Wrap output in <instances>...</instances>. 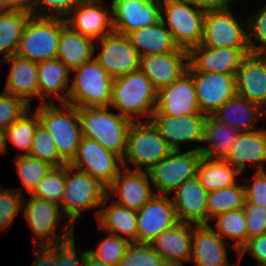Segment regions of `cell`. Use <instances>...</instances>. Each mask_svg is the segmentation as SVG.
<instances>
[{"label": "cell", "instance_id": "cell-26", "mask_svg": "<svg viewBox=\"0 0 266 266\" xmlns=\"http://www.w3.org/2000/svg\"><path fill=\"white\" fill-rule=\"evenodd\" d=\"M150 244L169 266H184L183 262H190L191 258L192 224L178 222Z\"/></svg>", "mask_w": 266, "mask_h": 266}, {"label": "cell", "instance_id": "cell-53", "mask_svg": "<svg viewBox=\"0 0 266 266\" xmlns=\"http://www.w3.org/2000/svg\"><path fill=\"white\" fill-rule=\"evenodd\" d=\"M33 246L39 250L35 249L36 258L33 266H55V244Z\"/></svg>", "mask_w": 266, "mask_h": 266}, {"label": "cell", "instance_id": "cell-31", "mask_svg": "<svg viewBox=\"0 0 266 266\" xmlns=\"http://www.w3.org/2000/svg\"><path fill=\"white\" fill-rule=\"evenodd\" d=\"M108 199V196H106L102 207L96 211L99 228L105 230L108 234L124 238L130 243H137V212L113 201L107 207Z\"/></svg>", "mask_w": 266, "mask_h": 266}, {"label": "cell", "instance_id": "cell-1", "mask_svg": "<svg viewBox=\"0 0 266 266\" xmlns=\"http://www.w3.org/2000/svg\"><path fill=\"white\" fill-rule=\"evenodd\" d=\"M157 94L149 78L139 69L114 79L109 106L132 122H140L142 117L150 121L156 109Z\"/></svg>", "mask_w": 266, "mask_h": 266}, {"label": "cell", "instance_id": "cell-55", "mask_svg": "<svg viewBox=\"0 0 266 266\" xmlns=\"http://www.w3.org/2000/svg\"><path fill=\"white\" fill-rule=\"evenodd\" d=\"M83 266H111L101 261L96 260L88 252L85 255Z\"/></svg>", "mask_w": 266, "mask_h": 266}, {"label": "cell", "instance_id": "cell-19", "mask_svg": "<svg viewBox=\"0 0 266 266\" xmlns=\"http://www.w3.org/2000/svg\"><path fill=\"white\" fill-rule=\"evenodd\" d=\"M150 183L147 171H131L122 167L118 176L107 187L106 194L109 199L112 198V194L117 195L118 200L113 202L138 211L155 195Z\"/></svg>", "mask_w": 266, "mask_h": 266}, {"label": "cell", "instance_id": "cell-40", "mask_svg": "<svg viewBox=\"0 0 266 266\" xmlns=\"http://www.w3.org/2000/svg\"><path fill=\"white\" fill-rule=\"evenodd\" d=\"M17 167L16 172L23 183V187L15 188L21 195L24 189L30 195L38 185V183L51 171L54 167L46 161H42L30 156H18L15 158ZM22 188V189H21Z\"/></svg>", "mask_w": 266, "mask_h": 266}, {"label": "cell", "instance_id": "cell-11", "mask_svg": "<svg viewBox=\"0 0 266 266\" xmlns=\"http://www.w3.org/2000/svg\"><path fill=\"white\" fill-rule=\"evenodd\" d=\"M201 156L196 148L183 153L172 150L167 157L155 164L147 171L151 184L158 190L154 191L155 194L168 196L184 181L195 177Z\"/></svg>", "mask_w": 266, "mask_h": 266}, {"label": "cell", "instance_id": "cell-13", "mask_svg": "<svg viewBox=\"0 0 266 266\" xmlns=\"http://www.w3.org/2000/svg\"><path fill=\"white\" fill-rule=\"evenodd\" d=\"M101 42V52L93 58L113 79L139 70L141 56L131 45L127 35L112 32Z\"/></svg>", "mask_w": 266, "mask_h": 266}, {"label": "cell", "instance_id": "cell-23", "mask_svg": "<svg viewBox=\"0 0 266 266\" xmlns=\"http://www.w3.org/2000/svg\"><path fill=\"white\" fill-rule=\"evenodd\" d=\"M236 94L266 107V55H247L235 74Z\"/></svg>", "mask_w": 266, "mask_h": 266}, {"label": "cell", "instance_id": "cell-9", "mask_svg": "<svg viewBox=\"0 0 266 266\" xmlns=\"http://www.w3.org/2000/svg\"><path fill=\"white\" fill-rule=\"evenodd\" d=\"M231 4L232 2H227L207 6L204 15L203 37L200 45L212 48H250L247 25L238 22L229 10V5ZM243 25L245 28H242Z\"/></svg>", "mask_w": 266, "mask_h": 266}, {"label": "cell", "instance_id": "cell-49", "mask_svg": "<svg viewBox=\"0 0 266 266\" xmlns=\"http://www.w3.org/2000/svg\"><path fill=\"white\" fill-rule=\"evenodd\" d=\"M74 235L65 241L55 244V266H83L85 255L88 252L79 251L80 257L76 254Z\"/></svg>", "mask_w": 266, "mask_h": 266}, {"label": "cell", "instance_id": "cell-29", "mask_svg": "<svg viewBox=\"0 0 266 266\" xmlns=\"http://www.w3.org/2000/svg\"><path fill=\"white\" fill-rule=\"evenodd\" d=\"M37 72H38V85H39V97L40 104L44 103H55L54 97L57 98L60 103H67L69 96V82L71 70L65 66L57 58L46 60L40 63H37ZM67 90L65 93L60 91ZM50 102H46L45 99H49Z\"/></svg>", "mask_w": 266, "mask_h": 266}, {"label": "cell", "instance_id": "cell-27", "mask_svg": "<svg viewBox=\"0 0 266 266\" xmlns=\"http://www.w3.org/2000/svg\"><path fill=\"white\" fill-rule=\"evenodd\" d=\"M224 160L240 173L248 167V164H257L256 171H264V163L266 162V129L260 128L241 132L234 143V147Z\"/></svg>", "mask_w": 266, "mask_h": 266}, {"label": "cell", "instance_id": "cell-48", "mask_svg": "<svg viewBox=\"0 0 266 266\" xmlns=\"http://www.w3.org/2000/svg\"><path fill=\"white\" fill-rule=\"evenodd\" d=\"M29 109L23 100L3 91L0 94V128H8Z\"/></svg>", "mask_w": 266, "mask_h": 266}, {"label": "cell", "instance_id": "cell-18", "mask_svg": "<svg viewBox=\"0 0 266 266\" xmlns=\"http://www.w3.org/2000/svg\"><path fill=\"white\" fill-rule=\"evenodd\" d=\"M195 113L201 112L196 99L193 76L188 71L158 91L157 105L152 115L180 117Z\"/></svg>", "mask_w": 266, "mask_h": 266}, {"label": "cell", "instance_id": "cell-32", "mask_svg": "<svg viewBox=\"0 0 266 266\" xmlns=\"http://www.w3.org/2000/svg\"><path fill=\"white\" fill-rule=\"evenodd\" d=\"M127 37L140 56L186 51L175 44L171 32L161 19L155 24L133 30Z\"/></svg>", "mask_w": 266, "mask_h": 266}, {"label": "cell", "instance_id": "cell-3", "mask_svg": "<svg viewBox=\"0 0 266 266\" xmlns=\"http://www.w3.org/2000/svg\"><path fill=\"white\" fill-rule=\"evenodd\" d=\"M206 8L190 0H161L160 19L179 48L189 51L201 43Z\"/></svg>", "mask_w": 266, "mask_h": 266}, {"label": "cell", "instance_id": "cell-24", "mask_svg": "<svg viewBox=\"0 0 266 266\" xmlns=\"http://www.w3.org/2000/svg\"><path fill=\"white\" fill-rule=\"evenodd\" d=\"M174 192L171 199L179 222L194 225L208 224V192L197 176L184 181Z\"/></svg>", "mask_w": 266, "mask_h": 266}, {"label": "cell", "instance_id": "cell-38", "mask_svg": "<svg viewBox=\"0 0 266 266\" xmlns=\"http://www.w3.org/2000/svg\"><path fill=\"white\" fill-rule=\"evenodd\" d=\"M211 221L216 222L215 232L225 240V237L234 239L236 243L233 248L236 252L247 241V220L243 209L231 210L225 213H221L214 217ZM217 230V231H216Z\"/></svg>", "mask_w": 266, "mask_h": 266}, {"label": "cell", "instance_id": "cell-41", "mask_svg": "<svg viewBox=\"0 0 266 266\" xmlns=\"http://www.w3.org/2000/svg\"><path fill=\"white\" fill-rule=\"evenodd\" d=\"M29 156L46 161L54 167L66 165L59 156L52 136L41 123L36 128Z\"/></svg>", "mask_w": 266, "mask_h": 266}, {"label": "cell", "instance_id": "cell-15", "mask_svg": "<svg viewBox=\"0 0 266 266\" xmlns=\"http://www.w3.org/2000/svg\"><path fill=\"white\" fill-rule=\"evenodd\" d=\"M193 76L199 110L207 116L236 95L235 74L189 72Z\"/></svg>", "mask_w": 266, "mask_h": 266}, {"label": "cell", "instance_id": "cell-7", "mask_svg": "<svg viewBox=\"0 0 266 266\" xmlns=\"http://www.w3.org/2000/svg\"><path fill=\"white\" fill-rule=\"evenodd\" d=\"M107 188L88 173L65 165V189L60 210L75 227L82 210L95 209L102 205Z\"/></svg>", "mask_w": 266, "mask_h": 266}, {"label": "cell", "instance_id": "cell-59", "mask_svg": "<svg viewBox=\"0 0 266 266\" xmlns=\"http://www.w3.org/2000/svg\"><path fill=\"white\" fill-rule=\"evenodd\" d=\"M264 115L266 116V107L264 108Z\"/></svg>", "mask_w": 266, "mask_h": 266}, {"label": "cell", "instance_id": "cell-52", "mask_svg": "<svg viewBox=\"0 0 266 266\" xmlns=\"http://www.w3.org/2000/svg\"><path fill=\"white\" fill-rule=\"evenodd\" d=\"M246 252L255 258L259 265H266V233L247 239L237 252L239 263Z\"/></svg>", "mask_w": 266, "mask_h": 266}, {"label": "cell", "instance_id": "cell-46", "mask_svg": "<svg viewBox=\"0 0 266 266\" xmlns=\"http://www.w3.org/2000/svg\"><path fill=\"white\" fill-rule=\"evenodd\" d=\"M246 23L247 30H249L248 43L251 54L266 55V4L256 14L249 16ZM252 38L260 44L258 46L254 45L256 42H253Z\"/></svg>", "mask_w": 266, "mask_h": 266}, {"label": "cell", "instance_id": "cell-8", "mask_svg": "<svg viewBox=\"0 0 266 266\" xmlns=\"http://www.w3.org/2000/svg\"><path fill=\"white\" fill-rule=\"evenodd\" d=\"M26 202L23 196L22 211H24L26 221L33 232L34 245H53L74 235L75 227L69 221H64V225L60 226L63 227V233L59 237L58 224L65 218L59 210L60 205L32 195Z\"/></svg>", "mask_w": 266, "mask_h": 266}, {"label": "cell", "instance_id": "cell-12", "mask_svg": "<svg viewBox=\"0 0 266 266\" xmlns=\"http://www.w3.org/2000/svg\"><path fill=\"white\" fill-rule=\"evenodd\" d=\"M69 165L88 173L106 188L114 181L120 168L123 167L122 158L119 155L86 137L82 138L77 154Z\"/></svg>", "mask_w": 266, "mask_h": 266}, {"label": "cell", "instance_id": "cell-28", "mask_svg": "<svg viewBox=\"0 0 266 266\" xmlns=\"http://www.w3.org/2000/svg\"><path fill=\"white\" fill-rule=\"evenodd\" d=\"M2 63L11 65L9 75L3 89L30 106V101L35 96L39 97L37 63L13 55L2 59Z\"/></svg>", "mask_w": 266, "mask_h": 266}, {"label": "cell", "instance_id": "cell-43", "mask_svg": "<svg viewBox=\"0 0 266 266\" xmlns=\"http://www.w3.org/2000/svg\"><path fill=\"white\" fill-rule=\"evenodd\" d=\"M118 266H169L151 244L132 242Z\"/></svg>", "mask_w": 266, "mask_h": 266}, {"label": "cell", "instance_id": "cell-44", "mask_svg": "<svg viewBox=\"0 0 266 266\" xmlns=\"http://www.w3.org/2000/svg\"><path fill=\"white\" fill-rule=\"evenodd\" d=\"M98 243L97 249H87L88 253L96 260L111 266H118L130 244L128 240L113 234H109Z\"/></svg>", "mask_w": 266, "mask_h": 266}, {"label": "cell", "instance_id": "cell-34", "mask_svg": "<svg viewBox=\"0 0 266 266\" xmlns=\"http://www.w3.org/2000/svg\"><path fill=\"white\" fill-rule=\"evenodd\" d=\"M240 133L230 125L222 123L209 115L205 121L203 137V142H208L209 146H198L196 151L209 158L225 159L234 147Z\"/></svg>", "mask_w": 266, "mask_h": 266}, {"label": "cell", "instance_id": "cell-17", "mask_svg": "<svg viewBox=\"0 0 266 266\" xmlns=\"http://www.w3.org/2000/svg\"><path fill=\"white\" fill-rule=\"evenodd\" d=\"M137 212V243L150 244L164 230L179 221L172 199L155 194Z\"/></svg>", "mask_w": 266, "mask_h": 266}, {"label": "cell", "instance_id": "cell-21", "mask_svg": "<svg viewBox=\"0 0 266 266\" xmlns=\"http://www.w3.org/2000/svg\"><path fill=\"white\" fill-rule=\"evenodd\" d=\"M206 118L202 113L180 117L152 115L150 121L172 150H180L183 142H203Z\"/></svg>", "mask_w": 266, "mask_h": 266}, {"label": "cell", "instance_id": "cell-50", "mask_svg": "<svg viewBox=\"0 0 266 266\" xmlns=\"http://www.w3.org/2000/svg\"><path fill=\"white\" fill-rule=\"evenodd\" d=\"M243 211L247 220V239L266 233V209L245 200Z\"/></svg>", "mask_w": 266, "mask_h": 266}, {"label": "cell", "instance_id": "cell-54", "mask_svg": "<svg viewBox=\"0 0 266 266\" xmlns=\"http://www.w3.org/2000/svg\"><path fill=\"white\" fill-rule=\"evenodd\" d=\"M34 0H3L4 9L19 10L32 15V3Z\"/></svg>", "mask_w": 266, "mask_h": 266}, {"label": "cell", "instance_id": "cell-10", "mask_svg": "<svg viewBox=\"0 0 266 266\" xmlns=\"http://www.w3.org/2000/svg\"><path fill=\"white\" fill-rule=\"evenodd\" d=\"M61 18L32 16L24 29L16 55L35 63L58 54Z\"/></svg>", "mask_w": 266, "mask_h": 266}, {"label": "cell", "instance_id": "cell-37", "mask_svg": "<svg viewBox=\"0 0 266 266\" xmlns=\"http://www.w3.org/2000/svg\"><path fill=\"white\" fill-rule=\"evenodd\" d=\"M209 192L207 196L208 224L210 220L221 213L243 209L245 202L244 185H237Z\"/></svg>", "mask_w": 266, "mask_h": 266}, {"label": "cell", "instance_id": "cell-25", "mask_svg": "<svg viewBox=\"0 0 266 266\" xmlns=\"http://www.w3.org/2000/svg\"><path fill=\"white\" fill-rule=\"evenodd\" d=\"M225 241L210 224H192L191 258L195 266H236L228 264Z\"/></svg>", "mask_w": 266, "mask_h": 266}, {"label": "cell", "instance_id": "cell-20", "mask_svg": "<svg viewBox=\"0 0 266 266\" xmlns=\"http://www.w3.org/2000/svg\"><path fill=\"white\" fill-rule=\"evenodd\" d=\"M102 4L103 0H83L65 18L66 24L94 41L102 39L114 31L111 9Z\"/></svg>", "mask_w": 266, "mask_h": 266}, {"label": "cell", "instance_id": "cell-47", "mask_svg": "<svg viewBox=\"0 0 266 266\" xmlns=\"http://www.w3.org/2000/svg\"><path fill=\"white\" fill-rule=\"evenodd\" d=\"M82 1L83 0H34L32 3V16L65 19L67 17L66 15ZM38 7L39 11L36 10ZM41 10L45 11V13H41Z\"/></svg>", "mask_w": 266, "mask_h": 266}, {"label": "cell", "instance_id": "cell-33", "mask_svg": "<svg viewBox=\"0 0 266 266\" xmlns=\"http://www.w3.org/2000/svg\"><path fill=\"white\" fill-rule=\"evenodd\" d=\"M264 115V109L237 94L218 108L212 116L222 123L228 124L237 131H253L257 128L256 120Z\"/></svg>", "mask_w": 266, "mask_h": 266}, {"label": "cell", "instance_id": "cell-14", "mask_svg": "<svg viewBox=\"0 0 266 266\" xmlns=\"http://www.w3.org/2000/svg\"><path fill=\"white\" fill-rule=\"evenodd\" d=\"M251 54L250 48L198 45L188 51V72L236 74L241 61Z\"/></svg>", "mask_w": 266, "mask_h": 266}, {"label": "cell", "instance_id": "cell-51", "mask_svg": "<svg viewBox=\"0 0 266 266\" xmlns=\"http://www.w3.org/2000/svg\"><path fill=\"white\" fill-rule=\"evenodd\" d=\"M252 184H244L245 200L266 209V171H256Z\"/></svg>", "mask_w": 266, "mask_h": 266}, {"label": "cell", "instance_id": "cell-56", "mask_svg": "<svg viewBox=\"0 0 266 266\" xmlns=\"http://www.w3.org/2000/svg\"><path fill=\"white\" fill-rule=\"evenodd\" d=\"M190 1H195L201 4H204L206 6H213V5H219V4H224L227 2H234V0H190Z\"/></svg>", "mask_w": 266, "mask_h": 266}, {"label": "cell", "instance_id": "cell-35", "mask_svg": "<svg viewBox=\"0 0 266 266\" xmlns=\"http://www.w3.org/2000/svg\"><path fill=\"white\" fill-rule=\"evenodd\" d=\"M239 175L241 173L224 159L207 156H201L196 174L208 193L236 184Z\"/></svg>", "mask_w": 266, "mask_h": 266}, {"label": "cell", "instance_id": "cell-39", "mask_svg": "<svg viewBox=\"0 0 266 266\" xmlns=\"http://www.w3.org/2000/svg\"><path fill=\"white\" fill-rule=\"evenodd\" d=\"M29 112L30 109L5 129L6 140H10L19 150L25 151L18 153L17 157L29 156L36 128L40 124L38 113L29 115Z\"/></svg>", "mask_w": 266, "mask_h": 266}, {"label": "cell", "instance_id": "cell-6", "mask_svg": "<svg viewBox=\"0 0 266 266\" xmlns=\"http://www.w3.org/2000/svg\"><path fill=\"white\" fill-rule=\"evenodd\" d=\"M171 151L151 121L132 122L127 135L122 166L128 169L126 163H129L128 165L136 166L134 170L148 171Z\"/></svg>", "mask_w": 266, "mask_h": 266}, {"label": "cell", "instance_id": "cell-57", "mask_svg": "<svg viewBox=\"0 0 266 266\" xmlns=\"http://www.w3.org/2000/svg\"><path fill=\"white\" fill-rule=\"evenodd\" d=\"M7 148L8 146H7L5 129L0 128V154L6 153Z\"/></svg>", "mask_w": 266, "mask_h": 266}, {"label": "cell", "instance_id": "cell-22", "mask_svg": "<svg viewBox=\"0 0 266 266\" xmlns=\"http://www.w3.org/2000/svg\"><path fill=\"white\" fill-rule=\"evenodd\" d=\"M139 69L153 87L160 89L179 79L188 69V51H172L141 56Z\"/></svg>", "mask_w": 266, "mask_h": 266}, {"label": "cell", "instance_id": "cell-5", "mask_svg": "<svg viewBox=\"0 0 266 266\" xmlns=\"http://www.w3.org/2000/svg\"><path fill=\"white\" fill-rule=\"evenodd\" d=\"M72 71L76 72V76L71 78L67 104L77 108H97L110 105L114 79L93 57Z\"/></svg>", "mask_w": 266, "mask_h": 266}, {"label": "cell", "instance_id": "cell-4", "mask_svg": "<svg viewBox=\"0 0 266 266\" xmlns=\"http://www.w3.org/2000/svg\"><path fill=\"white\" fill-rule=\"evenodd\" d=\"M108 111L109 106L78 108L82 135L95 140L122 158L132 121L119 113Z\"/></svg>", "mask_w": 266, "mask_h": 266}, {"label": "cell", "instance_id": "cell-30", "mask_svg": "<svg viewBox=\"0 0 266 266\" xmlns=\"http://www.w3.org/2000/svg\"><path fill=\"white\" fill-rule=\"evenodd\" d=\"M94 40L81 35L66 24L61 18V31L58 43L57 59L70 70H73L86 61H89L95 53Z\"/></svg>", "mask_w": 266, "mask_h": 266}, {"label": "cell", "instance_id": "cell-16", "mask_svg": "<svg viewBox=\"0 0 266 266\" xmlns=\"http://www.w3.org/2000/svg\"><path fill=\"white\" fill-rule=\"evenodd\" d=\"M111 13L114 32L127 35L160 20L161 0H112Z\"/></svg>", "mask_w": 266, "mask_h": 266}, {"label": "cell", "instance_id": "cell-45", "mask_svg": "<svg viewBox=\"0 0 266 266\" xmlns=\"http://www.w3.org/2000/svg\"><path fill=\"white\" fill-rule=\"evenodd\" d=\"M0 185V231L11 226L14 219L20 211H22L21 195L16 189H2Z\"/></svg>", "mask_w": 266, "mask_h": 266}, {"label": "cell", "instance_id": "cell-36", "mask_svg": "<svg viewBox=\"0 0 266 266\" xmlns=\"http://www.w3.org/2000/svg\"><path fill=\"white\" fill-rule=\"evenodd\" d=\"M31 14L19 10L0 11V54L3 59L16 55L20 39Z\"/></svg>", "mask_w": 266, "mask_h": 266}, {"label": "cell", "instance_id": "cell-58", "mask_svg": "<svg viewBox=\"0 0 266 266\" xmlns=\"http://www.w3.org/2000/svg\"><path fill=\"white\" fill-rule=\"evenodd\" d=\"M0 10H4V3H3V0H0Z\"/></svg>", "mask_w": 266, "mask_h": 266}, {"label": "cell", "instance_id": "cell-42", "mask_svg": "<svg viewBox=\"0 0 266 266\" xmlns=\"http://www.w3.org/2000/svg\"><path fill=\"white\" fill-rule=\"evenodd\" d=\"M65 189V165L53 167L30 194L60 205Z\"/></svg>", "mask_w": 266, "mask_h": 266}, {"label": "cell", "instance_id": "cell-2", "mask_svg": "<svg viewBox=\"0 0 266 266\" xmlns=\"http://www.w3.org/2000/svg\"><path fill=\"white\" fill-rule=\"evenodd\" d=\"M61 105L63 110L56 103L40 104L36 112L40 123L52 136L60 158L70 164L77 154L83 135L78 108L67 103Z\"/></svg>", "mask_w": 266, "mask_h": 266}]
</instances>
